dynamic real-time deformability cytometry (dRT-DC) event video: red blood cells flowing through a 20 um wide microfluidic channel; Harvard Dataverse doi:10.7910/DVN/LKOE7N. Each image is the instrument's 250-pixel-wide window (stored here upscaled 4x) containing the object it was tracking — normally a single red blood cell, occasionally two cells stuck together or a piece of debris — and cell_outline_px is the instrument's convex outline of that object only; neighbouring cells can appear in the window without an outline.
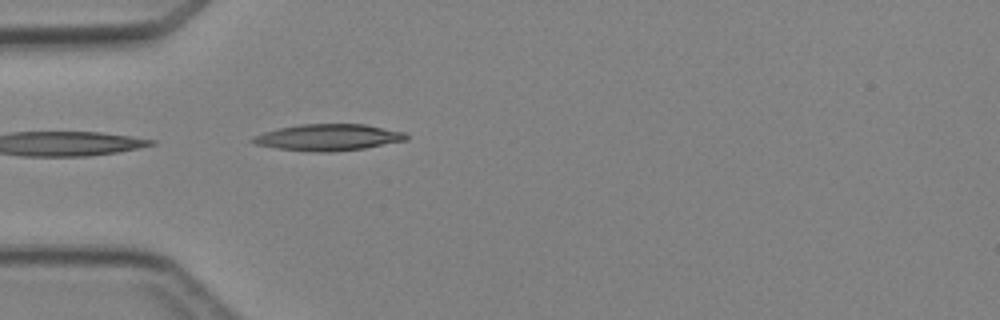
{"species": "Egyptian fruit bat (a non-hibernating species)", "species_latin": "Rousettus aegyptiacus", "temperature_condition": "cold", "stored_images_in_passage": 4, "camera_frame_rate_fps": 3000, "um_per_image_px": 0.085, "animal": {"sex": "female"}, "frame": {"image": 1, "passage_image": 4, "time_ms": 3.667, "image_size_px": [1000, 320], "cell_outline_px": [[408, 140], [364, 148], [332, 152], [312, 152], [276, 148], [252, 144], [252, 136], [264, 132], [280, 128], [300, 124], [364, 124], [404, 132], [408, 136]], "centroid_in_image_um": [27.88, 11.68], "position_along_channel_um": 57.1, "area_um2": 23.7}}